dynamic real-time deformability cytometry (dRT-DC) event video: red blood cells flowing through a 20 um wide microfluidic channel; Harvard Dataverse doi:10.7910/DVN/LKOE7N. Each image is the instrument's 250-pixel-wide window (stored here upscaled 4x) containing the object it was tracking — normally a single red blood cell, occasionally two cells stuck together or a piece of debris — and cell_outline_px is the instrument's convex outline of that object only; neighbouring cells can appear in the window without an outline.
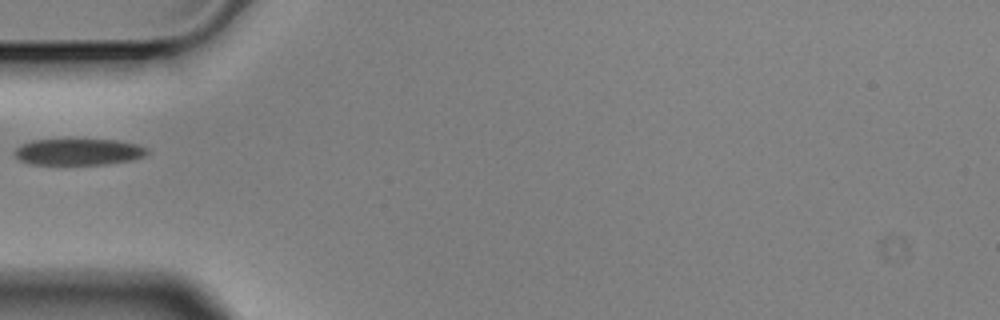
{"species": "Egyptian fruit bat (a non-hibernating species)", "species_latin": "Rousettus aegyptiacus", "temperature_condition": "cold", "stored_images_in_passage": 1, "camera_frame_rate_fps": 3000, "um_per_image_px": 0.085, "animal": {"sex": "male"}, "frame": {"image": 1, "passage_image": 1, "time_ms": 0.0, "image_size_px": [1000, 320], "cell_outline_px": [[152, 152], [144, 156], [132, 160], [104, 164], [32, 164], [20, 160], [12, 152], [20, 144], [32, 140], [116, 140], [136, 144], [148, 148]], "centroid_in_image_um": [6.69, 12.91], "position_along_channel_um": 78.3, "area_um2": 20.4}}